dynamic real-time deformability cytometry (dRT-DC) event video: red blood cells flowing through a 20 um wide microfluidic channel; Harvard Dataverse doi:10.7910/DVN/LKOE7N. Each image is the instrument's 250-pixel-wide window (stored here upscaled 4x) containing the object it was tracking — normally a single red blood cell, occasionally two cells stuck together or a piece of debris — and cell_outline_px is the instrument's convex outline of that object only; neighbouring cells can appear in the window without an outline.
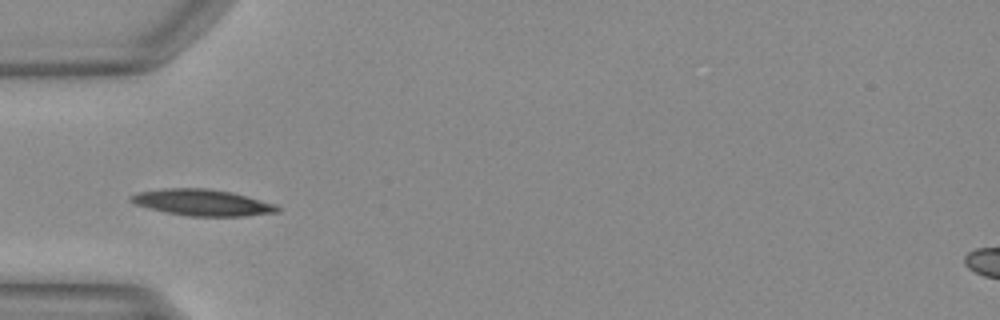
{"species": "Egyptian fruit bat (a non-hibernating species)", "species_latin": "Rousettus aegyptiacus", "temperature_condition": "warm", "stored_images_in_passage": 37, "camera_frame_rate_fps": 3000, "um_per_image_px": 0.085, "animal": {"sex": "female"}, "frame": {"image": 1, "passage_image": 6, "time_ms": 1.667, "image_size_px": [1000, 320], "cell_outline_px": [[280, 212], [244, 216], [188, 216], [148, 208], [136, 204], [132, 200], [132, 196], [140, 192], [164, 188], [208, 188], [232, 192], [276, 204], [280, 208]], "centroid_in_image_um": [17.28, 17.21], "position_along_channel_um": 67.7, "area_um2": 22.25}}